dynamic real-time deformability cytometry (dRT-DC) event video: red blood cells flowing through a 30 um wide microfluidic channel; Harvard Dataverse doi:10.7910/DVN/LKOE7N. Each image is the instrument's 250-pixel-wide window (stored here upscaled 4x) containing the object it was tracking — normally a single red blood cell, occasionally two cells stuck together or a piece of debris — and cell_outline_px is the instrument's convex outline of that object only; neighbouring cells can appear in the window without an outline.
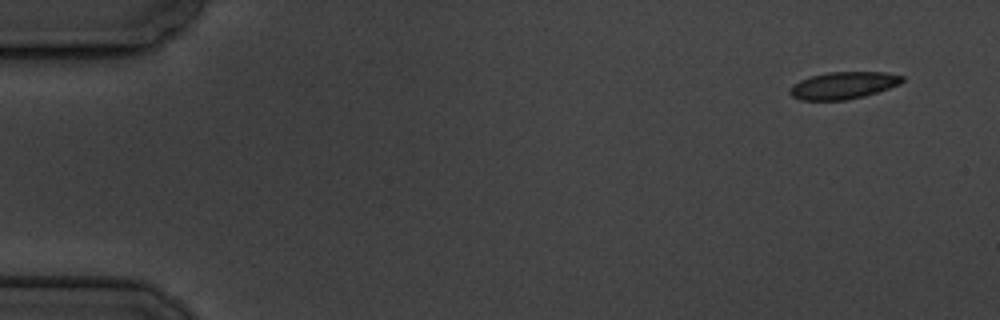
{"species": "common noctule bat (a hibernating species)", "species_latin": "Nyctalus noctula", "temperature_condition": "cold", "stored_images_in_passage": 12, "camera_frame_rate_fps": 3000, "um_per_image_px": 0.085, "animal": {"sex": "male", "body_mass_g": 19.5, "forearm_length_mm": 54.6}, "frame": {"image": 1, "passage_image": 1, "time_ms": 0.0, "image_size_px": [1000, 320], "cell_outline_px": [[904, 80], [900, 84], [864, 96], [844, 100], [800, 100], [792, 96], [788, 92], [788, 88], [792, 84], [800, 80], [812, 76], [828, 72], [888, 72], [904, 76]], "centroid_in_image_um": [71.66, 7.25], "position_along_channel_um": 13.3, "area_um2": 17.8}}
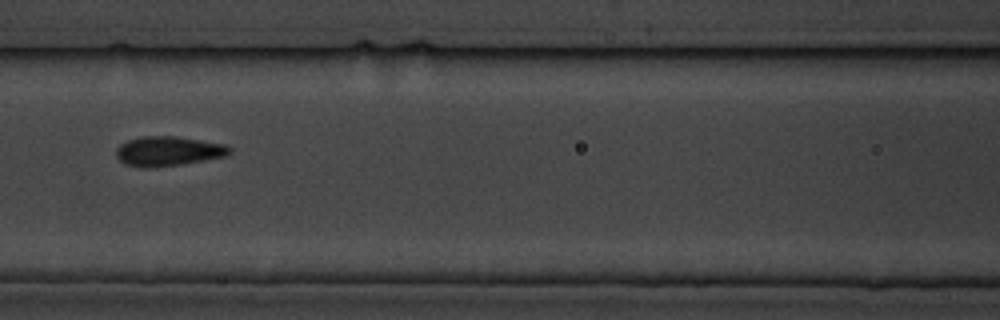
{"frame": {"image": 2, "passage_image": 7, "time_ms": 7.667, "image_size_px": [1000, 320], "cell_outline_px": [[232, 152], [228, 156], [180, 164], [148, 168], [128, 164], [120, 160], [116, 156], [116, 148], [120, 144], [128, 140], [144, 136], [176, 136], [224, 144], [232, 148]], "centroid_in_image_um": [14.33, 12.84], "position_along_channel_um": 152.3, "area_um2": 19.42}}
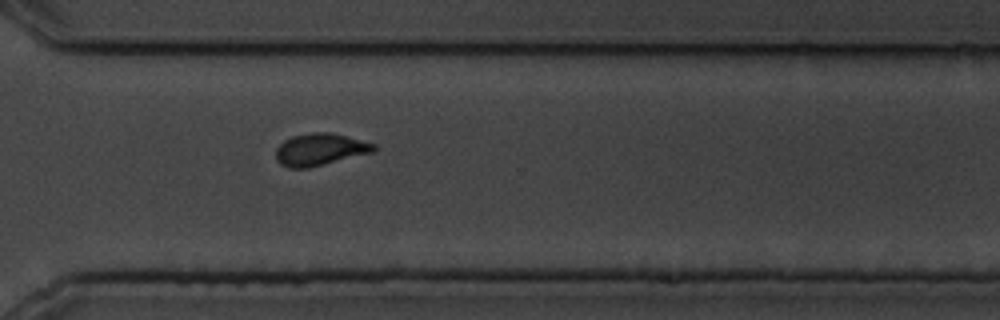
{"frame": {"image": 3, "passage_image": 12, "time_ms": 13.333, "image_size_px": [1000, 320], "cell_outline_px": [[380, 148], [376, 152], [308, 168], [288, 168], [280, 164], [276, 160], [276, 148], [284, 140], [292, 136], [316, 132], [328, 132], [376, 144]], "centroid_in_image_um": [27.23, 12.72], "position_along_channel_um": 343.4, "area_um2": 18.44}}